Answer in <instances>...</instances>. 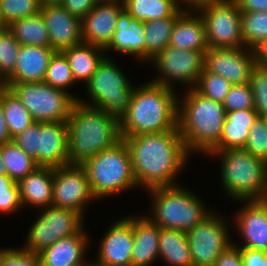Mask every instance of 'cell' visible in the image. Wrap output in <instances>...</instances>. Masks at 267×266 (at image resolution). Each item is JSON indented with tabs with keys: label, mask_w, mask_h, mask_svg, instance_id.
Returning <instances> with one entry per match:
<instances>
[{
	"label": "cell",
	"mask_w": 267,
	"mask_h": 266,
	"mask_svg": "<svg viewBox=\"0 0 267 266\" xmlns=\"http://www.w3.org/2000/svg\"><path fill=\"white\" fill-rule=\"evenodd\" d=\"M121 137L128 146L138 188L143 187L146 192L180 184L177 178L192 156L185 148L178 127L162 133Z\"/></svg>",
	"instance_id": "1"
},
{
	"label": "cell",
	"mask_w": 267,
	"mask_h": 266,
	"mask_svg": "<svg viewBox=\"0 0 267 266\" xmlns=\"http://www.w3.org/2000/svg\"><path fill=\"white\" fill-rule=\"evenodd\" d=\"M176 91L149 80L136 86L128 111L119 121L121 136L175 130L178 127Z\"/></svg>",
	"instance_id": "2"
},
{
	"label": "cell",
	"mask_w": 267,
	"mask_h": 266,
	"mask_svg": "<svg viewBox=\"0 0 267 266\" xmlns=\"http://www.w3.org/2000/svg\"><path fill=\"white\" fill-rule=\"evenodd\" d=\"M178 97V130L188 153L207 155L220 141L226 111L222 103L201 95L195 88ZM181 100V101H180Z\"/></svg>",
	"instance_id": "3"
},
{
	"label": "cell",
	"mask_w": 267,
	"mask_h": 266,
	"mask_svg": "<svg viewBox=\"0 0 267 266\" xmlns=\"http://www.w3.org/2000/svg\"><path fill=\"white\" fill-rule=\"evenodd\" d=\"M70 165H82L122 140L119 120L101 109L76 101L67 120Z\"/></svg>",
	"instance_id": "4"
},
{
	"label": "cell",
	"mask_w": 267,
	"mask_h": 266,
	"mask_svg": "<svg viewBox=\"0 0 267 266\" xmlns=\"http://www.w3.org/2000/svg\"><path fill=\"white\" fill-rule=\"evenodd\" d=\"M221 161V189L236 200L267 199V162L243 148L211 150L207 155Z\"/></svg>",
	"instance_id": "5"
},
{
	"label": "cell",
	"mask_w": 267,
	"mask_h": 266,
	"mask_svg": "<svg viewBox=\"0 0 267 266\" xmlns=\"http://www.w3.org/2000/svg\"><path fill=\"white\" fill-rule=\"evenodd\" d=\"M147 192L152 205L151 212L144 215L161 228L187 232L213 212L198 194L183 185L156 187Z\"/></svg>",
	"instance_id": "6"
},
{
	"label": "cell",
	"mask_w": 267,
	"mask_h": 266,
	"mask_svg": "<svg viewBox=\"0 0 267 266\" xmlns=\"http://www.w3.org/2000/svg\"><path fill=\"white\" fill-rule=\"evenodd\" d=\"M86 171L93 195L97 200L118 196L137 188L128 146L122 139L114 147L100 151L81 165Z\"/></svg>",
	"instance_id": "7"
},
{
	"label": "cell",
	"mask_w": 267,
	"mask_h": 266,
	"mask_svg": "<svg viewBox=\"0 0 267 266\" xmlns=\"http://www.w3.org/2000/svg\"><path fill=\"white\" fill-rule=\"evenodd\" d=\"M107 55L98 63L94 74L84 86L89 95L88 102L80 96L77 101L101 109L120 121L128 111L136 86L132 85L114 59Z\"/></svg>",
	"instance_id": "8"
},
{
	"label": "cell",
	"mask_w": 267,
	"mask_h": 266,
	"mask_svg": "<svg viewBox=\"0 0 267 266\" xmlns=\"http://www.w3.org/2000/svg\"><path fill=\"white\" fill-rule=\"evenodd\" d=\"M2 86L18 97L37 122H67L76 102L69 93L44 82L2 83Z\"/></svg>",
	"instance_id": "9"
},
{
	"label": "cell",
	"mask_w": 267,
	"mask_h": 266,
	"mask_svg": "<svg viewBox=\"0 0 267 266\" xmlns=\"http://www.w3.org/2000/svg\"><path fill=\"white\" fill-rule=\"evenodd\" d=\"M205 52L166 46L148 63L158 73L150 82L175 90V84L194 88L204 69Z\"/></svg>",
	"instance_id": "10"
},
{
	"label": "cell",
	"mask_w": 267,
	"mask_h": 266,
	"mask_svg": "<svg viewBox=\"0 0 267 266\" xmlns=\"http://www.w3.org/2000/svg\"><path fill=\"white\" fill-rule=\"evenodd\" d=\"M194 9L203 19L209 48L244 47L241 11L234 0L205 2Z\"/></svg>",
	"instance_id": "11"
},
{
	"label": "cell",
	"mask_w": 267,
	"mask_h": 266,
	"mask_svg": "<svg viewBox=\"0 0 267 266\" xmlns=\"http://www.w3.org/2000/svg\"><path fill=\"white\" fill-rule=\"evenodd\" d=\"M37 216L22 246L24 250L36 254L62 238L77 234L85 222L80 213L55 206L40 209Z\"/></svg>",
	"instance_id": "12"
},
{
	"label": "cell",
	"mask_w": 267,
	"mask_h": 266,
	"mask_svg": "<svg viewBox=\"0 0 267 266\" xmlns=\"http://www.w3.org/2000/svg\"><path fill=\"white\" fill-rule=\"evenodd\" d=\"M229 221L214 210L186 232L193 266H213L231 245Z\"/></svg>",
	"instance_id": "13"
},
{
	"label": "cell",
	"mask_w": 267,
	"mask_h": 266,
	"mask_svg": "<svg viewBox=\"0 0 267 266\" xmlns=\"http://www.w3.org/2000/svg\"><path fill=\"white\" fill-rule=\"evenodd\" d=\"M93 201L97 199L81 165L53 167L52 206L76 211L84 217L85 209Z\"/></svg>",
	"instance_id": "14"
},
{
	"label": "cell",
	"mask_w": 267,
	"mask_h": 266,
	"mask_svg": "<svg viewBox=\"0 0 267 266\" xmlns=\"http://www.w3.org/2000/svg\"><path fill=\"white\" fill-rule=\"evenodd\" d=\"M259 52L242 48H208L204 69L227 79L232 85L249 83Z\"/></svg>",
	"instance_id": "15"
},
{
	"label": "cell",
	"mask_w": 267,
	"mask_h": 266,
	"mask_svg": "<svg viewBox=\"0 0 267 266\" xmlns=\"http://www.w3.org/2000/svg\"><path fill=\"white\" fill-rule=\"evenodd\" d=\"M239 203L243 206L232 215V222L243 243L233 244L238 248L267 252V199L239 200Z\"/></svg>",
	"instance_id": "16"
},
{
	"label": "cell",
	"mask_w": 267,
	"mask_h": 266,
	"mask_svg": "<svg viewBox=\"0 0 267 266\" xmlns=\"http://www.w3.org/2000/svg\"><path fill=\"white\" fill-rule=\"evenodd\" d=\"M133 244V216L116 219L104 233L95 260L110 266H132Z\"/></svg>",
	"instance_id": "17"
},
{
	"label": "cell",
	"mask_w": 267,
	"mask_h": 266,
	"mask_svg": "<svg viewBox=\"0 0 267 266\" xmlns=\"http://www.w3.org/2000/svg\"><path fill=\"white\" fill-rule=\"evenodd\" d=\"M40 14L48 30L50 47L55 51H63L83 42L81 19L62 5L43 6Z\"/></svg>",
	"instance_id": "18"
},
{
	"label": "cell",
	"mask_w": 267,
	"mask_h": 266,
	"mask_svg": "<svg viewBox=\"0 0 267 266\" xmlns=\"http://www.w3.org/2000/svg\"><path fill=\"white\" fill-rule=\"evenodd\" d=\"M123 3L98 2L81 20L83 42L105 48L116 31Z\"/></svg>",
	"instance_id": "19"
},
{
	"label": "cell",
	"mask_w": 267,
	"mask_h": 266,
	"mask_svg": "<svg viewBox=\"0 0 267 266\" xmlns=\"http://www.w3.org/2000/svg\"><path fill=\"white\" fill-rule=\"evenodd\" d=\"M91 238L82 228L77 234L62 238L38 253L41 266H85Z\"/></svg>",
	"instance_id": "20"
},
{
	"label": "cell",
	"mask_w": 267,
	"mask_h": 266,
	"mask_svg": "<svg viewBox=\"0 0 267 266\" xmlns=\"http://www.w3.org/2000/svg\"><path fill=\"white\" fill-rule=\"evenodd\" d=\"M69 165L67 122H40L39 166Z\"/></svg>",
	"instance_id": "21"
},
{
	"label": "cell",
	"mask_w": 267,
	"mask_h": 266,
	"mask_svg": "<svg viewBox=\"0 0 267 266\" xmlns=\"http://www.w3.org/2000/svg\"><path fill=\"white\" fill-rule=\"evenodd\" d=\"M55 52L51 47L21 45L15 69L3 83L43 82Z\"/></svg>",
	"instance_id": "22"
},
{
	"label": "cell",
	"mask_w": 267,
	"mask_h": 266,
	"mask_svg": "<svg viewBox=\"0 0 267 266\" xmlns=\"http://www.w3.org/2000/svg\"><path fill=\"white\" fill-rule=\"evenodd\" d=\"M104 50L105 56L109 51H115L116 54H127L135 57L139 63H145V36L141 23H136L134 18L123 10L118 16L116 31Z\"/></svg>",
	"instance_id": "23"
},
{
	"label": "cell",
	"mask_w": 267,
	"mask_h": 266,
	"mask_svg": "<svg viewBox=\"0 0 267 266\" xmlns=\"http://www.w3.org/2000/svg\"><path fill=\"white\" fill-rule=\"evenodd\" d=\"M160 228L146 215H133L132 266H151L158 261Z\"/></svg>",
	"instance_id": "24"
},
{
	"label": "cell",
	"mask_w": 267,
	"mask_h": 266,
	"mask_svg": "<svg viewBox=\"0 0 267 266\" xmlns=\"http://www.w3.org/2000/svg\"><path fill=\"white\" fill-rule=\"evenodd\" d=\"M22 207L37 210L52 206L53 167L38 166L18 182Z\"/></svg>",
	"instance_id": "25"
},
{
	"label": "cell",
	"mask_w": 267,
	"mask_h": 266,
	"mask_svg": "<svg viewBox=\"0 0 267 266\" xmlns=\"http://www.w3.org/2000/svg\"><path fill=\"white\" fill-rule=\"evenodd\" d=\"M169 46L201 52L208 50L204 22L194 8H187L176 20Z\"/></svg>",
	"instance_id": "26"
},
{
	"label": "cell",
	"mask_w": 267,
	"mask_h": 266,
	"mask_svg": "<svg viewBox=\"0 0 267 266\" xmlns=\"http://www.w3.org/2000/svg\"><path fill=\"white\" fill-rule=\"evenodd\" d=\"M258 117L255 109L226 112L220 141L212 150L244 148L249 129Z\"/></svg>",
	"instance_id": "27"
},
{
	"label": "cell",
	"mask_w": 267,
	"mask_h": 266,
	"mask_svg": "<svg viewBox=\"0 0 267 266\" xmlns=\"http://www.w3.org/2000/svg\"><path fill=\"white\" fill-rule=\"evenodd\" d=\"M67 57L76 83L85 85L94 74L98 63L105 56L102 47L86 42L74 45L62 51Z\"/></svg>",
	"instance_id": "28"
},
{
	"label": "cell",
	"mask_w": 267,
	"mask_h": 266,
	"mask_svg": "<svg viewBox=\"0 0 267 266\" xmlns=\"http://www.w3.org/2000/svg\"><path fill=\"white\" fill-rule=\"evenodd\" d=\"M159 259L168 266H193L186 232L160 228Z\"/></svg>",
	"instance_id": "29"
},
{
	"label": "cell",
	"mask_w": 267,
	"mask_h": 266,
	"mask_svg": "<svg viewBox=\"0 0 267 266\" xmlns=\"http://www.w3.org/2000/svg\"><path fill=\"white\" fill-rule=\"evenodd\" d=\"M186 9L182 7L173 17L146 21L141 24L145 36V63H148L169 45L173 26Z\"/></svg>",
	"instance_id": "30"
},
{
	"label": "cell",
	"mask_w": 267,
	"mask_h": 266,
	"mask_svg": "<svg viewBox=\"0 0 267 266\" xmlns=\"http://www.w3.org/2000/svg\"><path fill=\"white\" fill-rule=\"evenodd\" d=\"M183 5L181 0H124L123 8L136 23L173 17Z\"/></svg>",
	"instance_id": "31"
},
{
	"label": "cell",
	"mask_w": 267,
	"mask_h": 266,
	"mask_svg": "<svg viewBox=\"0 0 267 266\" xmlns=\"http://www.w3.org/2000/svg\"><path fill=\"white\" fill-rule=\"evenodd\" d=\"M7 27L21 45L50 47L48 30L40 13L15 20Z\"/></svg>",
	"instance_id": "32"
},
{
	"label": "cell",
	"mask_w": 267,
	"mask_h": 266,
	"mask_svg": "<svg viewBox=\"0 0 267 266\" xmlns=\"http://www.w3.org/2000/svg\"><path fill=\"white\" fill-rule=\"evenodd\" d=\"M2 109L11 139L35 122L25 105L4 86H2Z\"/></svg>",
	"instance_id": "33"
},
{
	"label": "cell",
	"mask_w": 267,
	"mask_h": 266,
	"mask_svg": "<svg viewBox=\"0 0 267 266\" xmlns=\"http://www.w3.org/2000/svg\"><path fill=\"white\" fill-rule=\"evenodd\" d=\"M244 47L260 52L267 44V12H241Z\"/></svg>",
	"instance_id": "34"
},
{
	"label": "cell",
	"mask_w": 267,
	"mask_h": 266,
	"mask_svg": "<svg viewBox=\"0 0 267 266\" xmlns=\"http://www.w3.org/2000/svg\"><path fill=\"white\" fill-rule=\"evenodd\" d=\"M1 156L8 176L15 182H19L39 166L31 156L22 151L13 141L1 145Z\"/></svg>",
	"instance_id": "35"
},
{
	"label": "cell",
	"mask_w": 267,
	"mask_h": 266,
	"mask_svg": "<svg viewBox=\"0 0 267 266\" xmlns=\"http://www.w3.org/2000/svg\"><path fill=\"white\" fill-rule=\"evenodd\" d=\"M43 82L53 88L69 93L76 101L79 98L77 94L74 95L68 91V89H72V86L77 83L70 68L69 61L62 51H56L52 56Z\"/></svg>",
	"instance_id": "36"
},
{
	"label": "cell",
	"mask_w": 267,
	"mask_h": 266,
	"mask_svg": "<svg viewBox=\"0 0 267 266\" xmlns=\"http://www.w3.org/2000/svg\"><path fill=\"white\" fill-rule=\"evenodd\" d=\"M21 44L6 26L0 30V85L14 71Z\"/></svg>",
	"instance_id": "37"
},
{
	"label": "cell",
	"mask_w": 267,
	"mask_h": 266,
	"mask_svg": "<svg viewBox=\"0 0 267 266\" xmlns=\"http://www.w3.org/2000/svg\"><path fill=\"white\" fill-rule=\"evenodd\" d=\"M231 87L232 84L224 77L203 69L194 88L201 95L222 103Z\"/></svg>",
	"instance_id": "38"
},
{
	"label": "cell",
	"mask_w": 267,
	"mask_h": 266,
	"mask_svg": "<svg viewBox=\"0 0 267 266\" xmlns=\"http://www.w3.org/2000/svg\"><path fill=\"white\" fill-rule=\"evenodd\" d=\"M249 84L254 97V109L258 116L267 118V65L258 61L252 69Z\"/></svg>",
	"instance_id": "39"
},
{
	"label": "cell",
	"mask_w": 267,
	"mask_h": 266,
	"mask_svg": "<svg viewBox=\"0 0 267 266\" xmlns=\"http://www.w3.org/2000/svg\"><path fill=\"white\" fill-rule=\"evenodd\" d=\"M40 9L39 0H0V16L6 26L20 18L40 13Z\"/></svg>",
	"instance_id": "40"
},
{
	"label": "cell",
	"mask_w": 267,
	"mask_h": 266,
	"mask_svg": "<svg viewBox=\"0 0 267 266\" xmlns=\"http://www.w3.org/2000/svg\"><path fill=\"white\" fill-rule=\"evenodd\" d=\"M243 149L267 162V118L256 119L249 129Z\"/></svg>",
	"instance_id": "41"
},
{
	"label": "cell",
	"mask_w": 267,
	"mask_h": 266,
	"mask_svg": "<svg viewBox=\"0 0 267 266\" xmlns=\"http://www.w3.org/2000/svg\"><path fill=\"white\" fill-rule=\"evenodd\" d=\"M222 105L226 112L254 109V97L250 84L232 85Z\"/></svg>",
	"instance_id": "42"
},
{
	"label": "cell",
	"mask_w": 267,
	"mask_h": 266,
	"mask_svg": "<svg viewBox=\"0 0 267 266\" xmlns=\"http://www.w3.org/2000/svg\"><path fill=\"white\" fill-rule=\"evenodd\" d=\"M39 129L40 122H33L22 133L12 138V141L39 165Z\"/></svg>",
	"instance_id": "43"
},
{
	"label": "cell",
	"mask_w": 267,
	"mask_h": 266,
	"mask_svg": "<svg viewBox=\"0 0 267 266\" xmlns=\"http://www.w3.org/2000/svg\"><path fill=\"white\" fill-rule=\"evenodd\" d=\"M0 266H41L39 255L23 248L0 249Z\"/></svg>",
	"instance_id": "44"
},
{
	"label": "cell",
	"mask_w": 267,
	"mask_h": 266,
	"mask_svg": "<svg viewBox=\"0 0 267 266\" xmlns=\"http://www.w3.org/2000/svg\"><path fill=\"white\" fill-rule=\"evenodd\" d=\"M22 209L19 185L18 182H14L8 188V192H0V214L11 215Z\"/></svg>",
	"instance_id": "45"
},
{
	"label": "cell",
	"mask_w": 267,
	"mask_h": 266,
	"mask_svg": "<svg viewBox=\"0 0 267 266\" xmlns=\"http://www.w3.org/2000/svg\"><path fill=\"white\" fill-rule=\"evenodd\" d=\"M98 2V0H63L61 5L82 20Z\"/></svg>",
	"instance_id": "46"
},
{
	"label": "cell",
	"mask_w": 267,
	"mask_h": 266,
	"mask_svg": "<svg viewBox=\"0 0 267 266\" xmlns=\"http://www.w3.org/2000/svg\"><path fill=\"white\" fill-rule=\"evenodd\" d=\"M244 266H267V252L239 248Z\"/></svg>",
	"instance_id": "47"
},
{
	"label": "cell",
	"mask_w": 267,
	"mask_h": 266,
	"mask_svg": "<svg viewBox=\"0 0 267 266\" xmlns=\"http://www.w3.org/2000/svg\"><path fill=\"white\" fill-rule=\"evenodd\" d=\"M213 266H244L240 249L234 244L231 245L219 256Z\"/></svg>",
	"instance_id": "48"
},
{
	"label": "cell",
	"mask_w": 267,
	"mask_h": 266,
	"mask_svg": "<svg viewBox=\"0 0 267 266\" xmlns=\"http://www.w3.org/2000/svg\"><path fill=\"white\" fill-rule=\"evenodd\" d=\"M241 12H267V0H234Z\"/></svg>",
	"instance_id": "49"
},
{
	"label": "cell",
	"mask_w": 267,
	"mask_h": 266,
	"mask_svg": "<svg viewBox=\"0 0 267 266\" xmlns=\"http://www.w3.org/2000/svg\"><path fill=\"white\" fill-rule=\"evenodd\" d=\"M12 141L2 109V85H0V145Z\"/></svg>",
	"instance_id": "50"
},
{
	"label": "cell",
	"mask_w": 267,
	"mask_h": 266,
	"mask_svg": "<svg viewBox=\"0 0 267 266\" xmlns=\"http://www.w3.org/2000/svg\"><path fill=\"white\" fill-rule=\"evenodd\" d=\"M15 181L8 175H0V192H8V188Z\"/></svg>",
	"instance_id": "51"
},
{
	"label": "cell",
	"mask_w": 267,
	"mask_h": 266,
	"mask_svg": "<svg viewBox=\"0 0 267 266\" xmlns=\"http://www.w3.org/2000/svg\"><path fill=\"white\" fill-rule=\"evenodd\" d=\"M224 1V0H181L183 7L195 8L196 6L205 2ZM185 4V5H184Z\"/></svg>",
	"instance_id": "52"
},
{
	"label": "cell",
	"mask_w": 267,
	"mask_h": 266,
	"mask_svg": "<svg viewBox=\"0 0 267 266\" xmlns=\"http://www.w3.org/2000/svg\"><path fill=\"white\" fill-rule=\"evenodd\" d=\"M63 0H39L40 6L61 5Z\"/></svg>",
	"instance_id": "53"
},
{
	"label": "cell",
	"mask_w": 267,
	"mask_h": 266,
	"mask_svg": "<svg viewBox=\"0 0 267 266\" xmlns=\"http://www.w3.org/2000/svg\"><path fill=\"white\" fill-rule=\"evenodd\" d=\"M259 58H260V61H262L263 63H265L267 65V44L259 52Z\"/></svg>",
	"instance_id": "54"
},
{
	"label": "cell",
	"mask_w": 267,
	"mask_h": 266,
	"mask_svg": "<svg viewBox=\"0 0 267 266\" xmlns=\"http://www.w3.org/2000/svg\"><path fill=\"white\" fill-rule=\"evenodd\" d=\"M0 175H8L6 166L4 165V162L1 156V145H0Z\"/></svg>",
	"instance_id": "55"
},
{
	"label": "cell",
	"mask_w": 267,
	"mask_h": 266,
	"mask_svg": "<svg viewBox=\"0 0 267 266\" xmlns=\"http://www.w3.org/2000/svg\"><path fill=\"white\" fill-rule=\"evenodd\" d=\"M85 266H110V265H106V264L100 263L97 260L95 262L91 261V260L90 261L87 260Z\"/></svg>",
	"instance_id": "56"
},
{
	"label": "cell",
	"mask_w": 267,
	"mask_h": 266,
	"mask_svg": "<svg viewBox=\"0 0 267 266\" xmlns=\"http://www.w3.org/2000/svg\"><path fill=\"white\" fill-rule=\"evenodd\" d=\"M99 2H116V3H123L124 0H98Z\"/></svg>",
	"instance_id": "57"
},
{
	"label": "cell",
	"mask_w": 267,
	"mask_h": 266,
	"mask_svg": "<svg viewBox=\"0 0 267 266\" xmlns=\"http://www.w3.org/2000/svg\"><path fill=\"white\" fill-rule=\"evenodd\" d=\"M6 27V25L3 23L1 16H0V30H3Z\"/></svg>",
	"instance_id": "58"
}]
</instances>
